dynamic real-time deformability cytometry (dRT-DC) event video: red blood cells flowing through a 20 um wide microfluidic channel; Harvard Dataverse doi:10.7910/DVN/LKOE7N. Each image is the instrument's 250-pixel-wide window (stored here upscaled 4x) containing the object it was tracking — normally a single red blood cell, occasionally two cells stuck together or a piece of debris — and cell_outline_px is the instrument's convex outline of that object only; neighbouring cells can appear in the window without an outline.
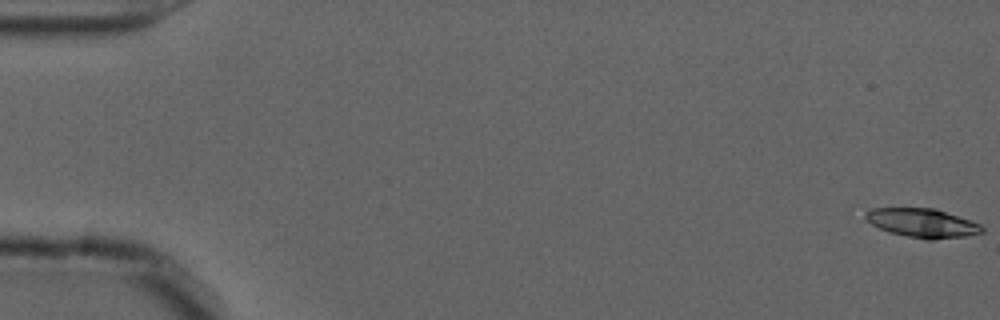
{"species": "common noctule bat (a hibernating species)", "species_latin": "Nyctalus noctula", "temperature_condition": "cold", "stored_images_in_passage": 25, "camera_frame_rate_fps": 3000, "um_per_image_px": 0.085, "animal": {"sex": "male", "forearm_length_mm": 52.5}, "frame": {"image": 1, "passage_image": 1, "time_ms": 0.0, "image_size_px": [1000, 320], "cell_outline_px": [[984, 232], [968, 236], [932, 240], [928, 240], [888, 232], [872, 224], [864, 216], [872, 208], [932, 208], [980, 224], [984, 228]], "centroid_in_image_um": [78.42, 18.97], "position_along_channel_um": 6.6, "area_um2": 19.31}}
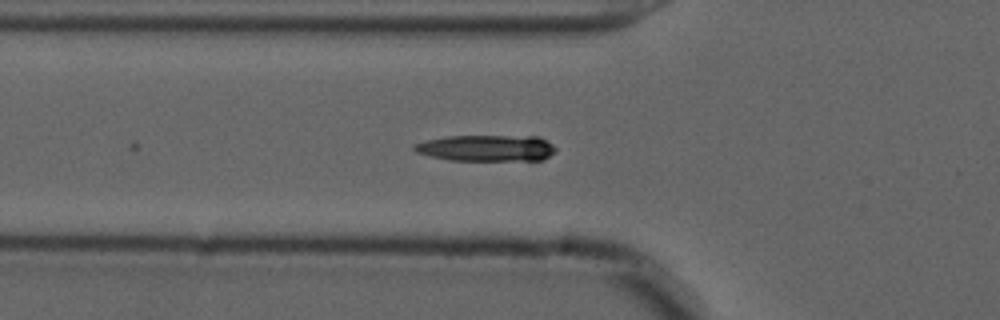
{"frame": {"image": 2, "passage_image": 20, "time_ms": 6.333, "image_size_px": [1000, 320], "cell_outline_px": [[556, 152], [544, 160], [448, 160], [416, 152], [412, 148], [412, 144], [424, 140], [444, 136], [540, 136], [552, 144], [556, 148]], "centroid_in_image_um": [41.36, 12.58], "position_along_channel_um": 84.4, "area_um2": 21.96}}
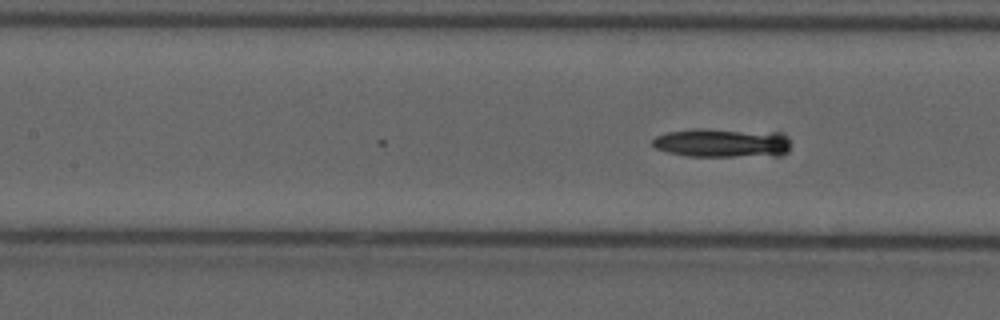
{"frame": {"image": 3, "passage_image": 25, "time_ms": 8.0, "image_size_px": [1000, 320], "cell_outline_px": [[788, 152], [784, 156], [688, 156], [668, 152], [656, 148], [652, 144], [652, 140], [656, 136], [668, 132], [692, 128], [700, 128], [784, 132], [788, 136]], "centroid_in_image_um": [61.44, 12.13], "position_along_channel_um": 146.0, "area_um2": 23.81}}